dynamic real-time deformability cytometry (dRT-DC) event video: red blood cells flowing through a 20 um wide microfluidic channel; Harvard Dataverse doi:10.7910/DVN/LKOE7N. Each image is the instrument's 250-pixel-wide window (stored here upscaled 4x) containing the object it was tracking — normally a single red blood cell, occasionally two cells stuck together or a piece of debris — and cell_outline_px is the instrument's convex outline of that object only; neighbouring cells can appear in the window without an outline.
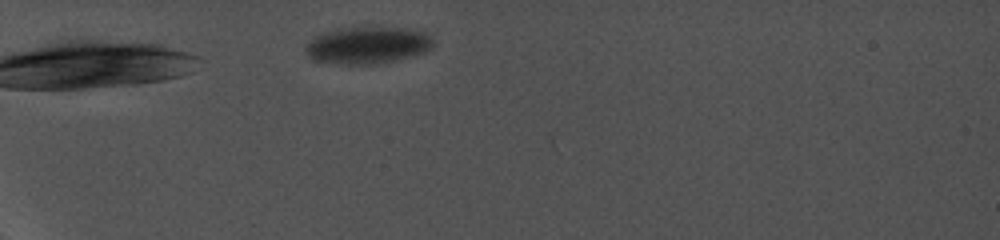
{"species": "common noctule bat (a hibernating species)", "species_latin": "Nyctalus noctula", "temperature_condition": "cold", "stored_images_in_passage": 13, "camera_frame_rate_fps": 5000, "um_per_image_px": 0.085, "animal": {"sex": "female", "body_mass_g": 19.0, "forearm_length_mm": 56.7}, "frame": {"image": 1, "passage_image": 9, "time_ms": 1.8, "image_size_px": [1000, 240], "cell_outline_px": [[436, 44], [432, 48], [424, 52], [412, 56], [396, 60], [376, 64], [340, 64], [312, 60], [308, 56], [304, 48], [316, 36], [324, 32], [344, 28], [408, 28], [424, 32], [432, 36]], "centroid_in_image_um": [31.29, 3.86], "position_along_channel_um": 53.7, "area_um2": 27.46}}